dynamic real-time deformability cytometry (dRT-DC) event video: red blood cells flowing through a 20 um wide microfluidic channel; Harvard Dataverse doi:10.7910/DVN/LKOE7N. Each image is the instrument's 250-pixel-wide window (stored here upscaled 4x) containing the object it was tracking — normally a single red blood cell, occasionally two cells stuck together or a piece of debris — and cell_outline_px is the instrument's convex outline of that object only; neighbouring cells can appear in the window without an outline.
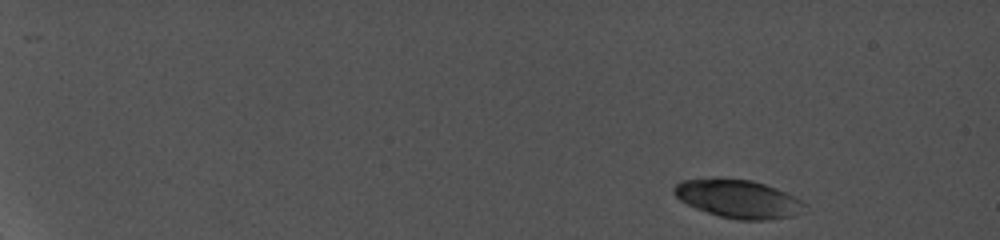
{"species": "common noctule bat (a hibernating species)", "species_latin": "Nyctalus noctula", "temperature_condition": "cold", "stored_images_in_passage": 4, "camera_frame_rate_fps": 5000, "um_per_image_px": 0.085, "animal": {"sex": "female", "body_mass_g": 19.0, "forearm_length_mm": 56.7}, "frame": {"image": 1, "passage_image": 1, "time_ms": 0.0, "image_size_px": [1000, 240], "cell_outline_px": [[808, 212], [792, 216], [764, 220], [740, 220], [720, 216], [696, 208], [680, 200], [672, 192], [672, 188], [680, 180], [752, 180], [776, 188], [800, 200], [804, 204]], "centroid_in_image_um": [62.78, 16.93], "position_along_channel_um": 22.2, "area_um2": 28.5}}